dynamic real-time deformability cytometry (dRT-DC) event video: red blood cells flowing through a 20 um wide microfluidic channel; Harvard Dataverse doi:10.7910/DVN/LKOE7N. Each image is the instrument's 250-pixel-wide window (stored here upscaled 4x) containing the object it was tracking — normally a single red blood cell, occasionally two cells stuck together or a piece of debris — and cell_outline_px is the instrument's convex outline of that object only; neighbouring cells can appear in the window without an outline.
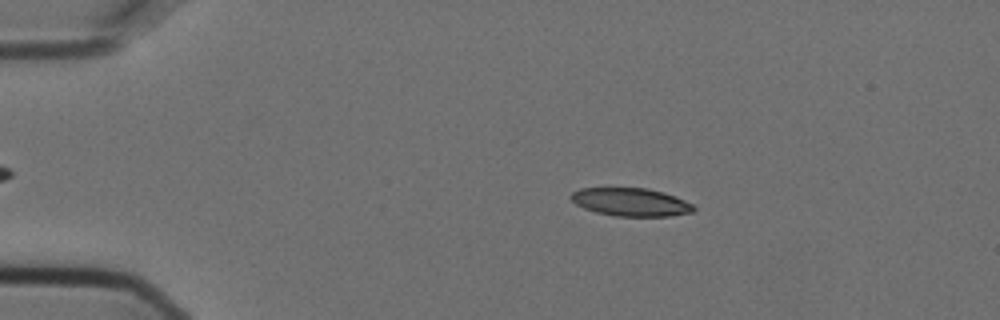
{"species": "Egyptian fruit bat (a non-hibernating species)", "species_latin": "Rousettus aegyptiacus", "temperature_condition": "cold", "stored_images_in_passage": 55, "camera_frame_rate_fps": 3000, "um_per_image_px": 0.085, "animal": {"sex": "female"}, "frame": {"image": 1, "passage_image": 10, "time_ms": 3.0, "image_size_px": [1000, 320], "cell_outline_px": [[696, 208], [692, 212], [672, 216], [616, 216], [596, 212], [584, 208], [576, 204], [568, 196], [572, 192], [580, 188], [648, 188], [664, 192], [676, 196], [692, 204]], "centroid_in_image_um": [53.62, 17.17], "position_along_channel_um": 31.4, "area_um2": 20.17}}
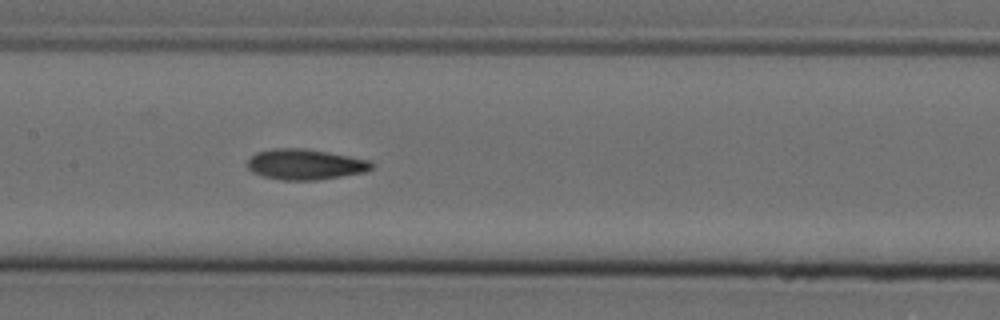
{"frame": {"image": 2, "passage_image": 27, "time_ms": 8.667, "image_size_px": [1000, 320], "cell_outline_px": [[372, 168], [364, 172], [316, 180], [280, 180], [264, 176], [252, 172], [248, 168], [248, 160], [256, 152], [272, 148], [304, 148], [372, 160]], "centroid_in_image_um": [25.93, 13.96], "position_along_channel_um": 181.5, "area_um2": 22.02}}
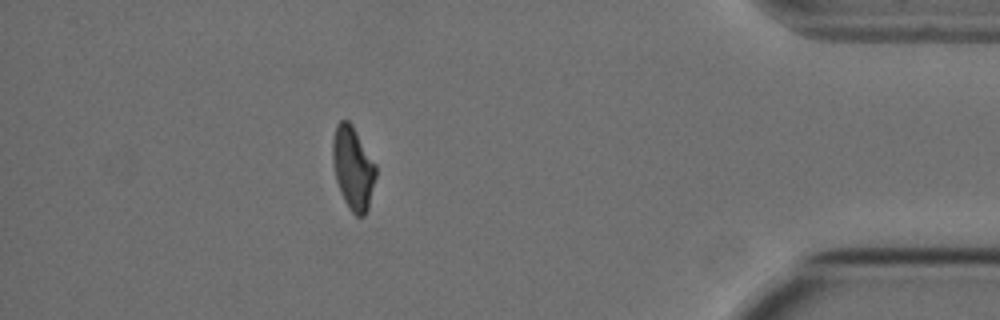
{"frame": {"image": 3, "passage_image": 49, "time_ms": 16.0, "image_size_px": [1000, 320], "cell_outline_px": [[376, 176], [368, 208], [364, 216], [356, 216], [352, 212], [344, 200], [340, 192], [336, 180], [332, 160], [332, 140], [336, 124], [340, 120], [348, 120], [352, 124], [376, 164]], "centroid_in_image_um": [30.0, 14.26], "position_along_channel_um": 405.2, "area_um2": 20.98}, "authors_computed_cell_mechanics": {"area_um2": 21.4438, "velocity_mm_per_s": 3.6287, "shape_relaxation_time_tau1_ms": 9.9502, "shape_relaxation_time_tau2_ms": 3.6856, "deformation_change_tau1": 0.2582, "deformation_change_tau2": 0.1024}}